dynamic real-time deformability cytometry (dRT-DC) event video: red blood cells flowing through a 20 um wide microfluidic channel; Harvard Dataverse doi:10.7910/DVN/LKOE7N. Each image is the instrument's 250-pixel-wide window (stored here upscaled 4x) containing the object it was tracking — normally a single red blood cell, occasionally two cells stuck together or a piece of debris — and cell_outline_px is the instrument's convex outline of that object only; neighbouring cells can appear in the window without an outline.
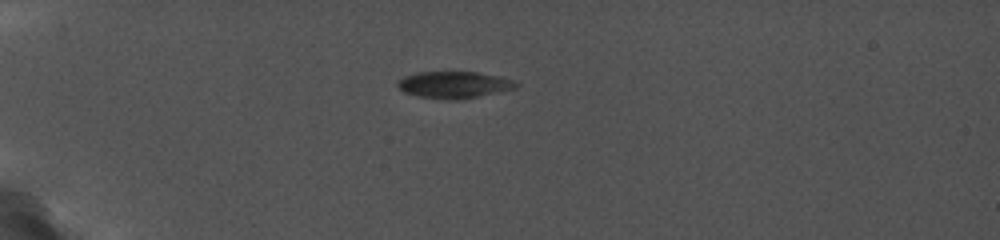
{"species": "common noctule bat (a hibernating species)", "species_latin": "Nyctalus noctula", "temperature_condition": "cold", "stored_images_in_passage": 34, "camera_frame_rate_fps": 5000, "um_per_image_px": 0.085, "animal": {"sex": "female", "body_mass_g": 19.0, "forearm_length_mm": 56.7}, "frame": {"image": 1, "passage_image": 14, "time_ms": 5.4, "image_size_px": [1000, 240], "cell_outline_px": [[520, 84], [516, 88], [476, 96], [420, 96], [404, 92], [396, 84], [404, 76], [416, 72], [476, 72], [504, 76], [516, 80]], "centroid_in_image_um": [38.67, 7.13], "position_along_channel_um": 46.3, "area_um2": 17.51}}
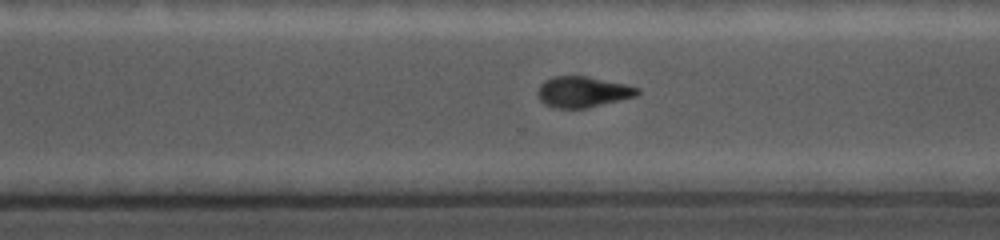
{"frame": {"image": 2, "passage_image": 28, "time_ms": 13.8, "image_size_px": [1000, 240], "cell_outline_px": [[640, 92], [636, 96], [588, 108], [556, 108], [540, 100], [536, 92], [540, 84], [544, 80], [552, 76], [588, 76], [624, 84], [640, 88]], "centroid_in_image_um": [49.52, 7.8], "position_along_channel_um": 321.1, "area_um2": 17.92}}
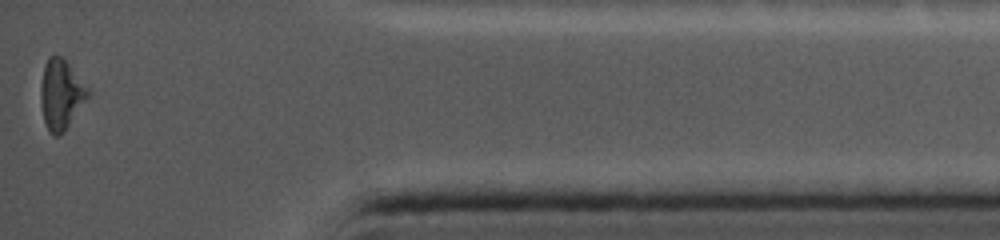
{"frame": {"image": 3, "passage_image": 34, "time_ms": 17.2, "image_size_px": [1000, 240], "cell_outline_px": [[92, 92], [64, 132], [60, 136], [52, 136], [44, 124], [40, 100], [40, 88], [44, 68], [48, 60], [52, 56], [60, 56], [68, 64]], "centroid_in_image_um": [5.19, 8.1], "position_along_channel_um": 430.0, "area_um2": 19.13}, "authors_computed_cell_mechanics": {"area_um2": 19.1318, "velocity_mm_per_s": 3.7797, "shape_relaxation_time_tau1_ms": null, "shape_relaxation_time_tau2_ms": 2.2041, "deformation_change_tau1": null, "deformation_change_tau2": 0.0769}}